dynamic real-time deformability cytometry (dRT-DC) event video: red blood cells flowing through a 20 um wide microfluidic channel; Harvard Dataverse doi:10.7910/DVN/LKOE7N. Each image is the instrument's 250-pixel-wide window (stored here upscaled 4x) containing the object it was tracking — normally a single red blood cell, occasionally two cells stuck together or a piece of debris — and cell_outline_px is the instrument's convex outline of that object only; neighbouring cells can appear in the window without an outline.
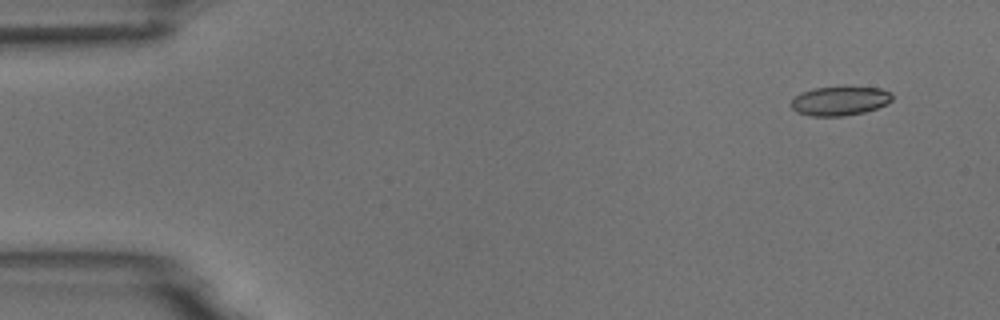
{"species": "common noctule bat (a hibernating species)", "species_latin": "Nyctalus noctula", "temperature_condition": "room temperature", "stored_images_in_passage": 7, "camera_frame_rate_fps": 3000, "um_per_image_px": 0.085, "animal": {"sex": "male", "body_mass_g": 18.8}, "frame": {"image": 1, "passage_image": 1, "time_ms": 0.0, "image_size_px": [1000, 320], "cell_outline_px": [[892, 100], [888, 104], [864, 112], [844, 116], [812, 116], [796, 112], [792, 108], [792, 100], [800, 92], [812, 88], [880, 88], [892, 92]], "centroid_in_image_um": [71.39, 8.59], "position_along_channel_um": 13.6, "area_um2": 16.94}}